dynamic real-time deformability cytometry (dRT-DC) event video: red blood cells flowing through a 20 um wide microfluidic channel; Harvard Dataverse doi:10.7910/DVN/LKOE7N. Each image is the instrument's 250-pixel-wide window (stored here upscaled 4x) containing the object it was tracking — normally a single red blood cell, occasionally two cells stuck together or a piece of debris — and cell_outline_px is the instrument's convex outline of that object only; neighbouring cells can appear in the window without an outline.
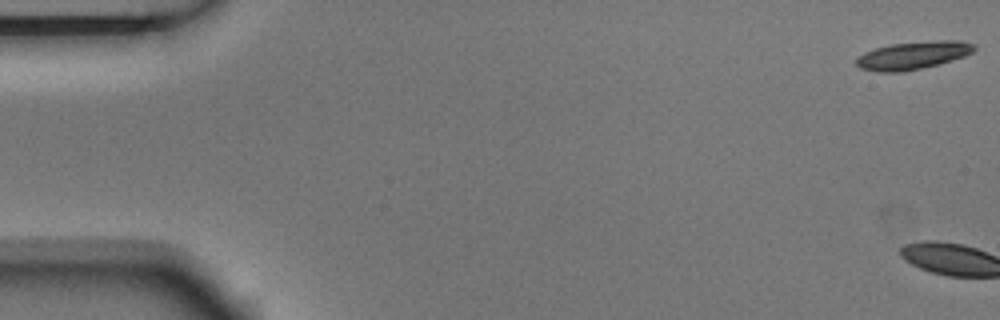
{"species": "Egyptian fruit bat (a non-hibernating species)", "species_latin": "Rousettus aegyptiacus", "temperature_condition": "room temperature", "stored_images_in_passage": 7, "camera_frame_rate_fps": 3000, "um_per_image_px": 0.085, "animal": {"sex": "male"}, "frame": {"image": 1, "passage_image": 1, "time_ms": 0.0, "image_size_px": [1000, 320], "cell_outline_px": [[976, 48], [972, 52], [964, 56], [940, 64], [904, 72], [880, 72], [860, 68], [856, 64], [856, 56], [864, 52], [876, 48], [892, 44], [940, 40], [960, 40], [972, 44]], "centroid_in_image_um": [77.58, 4.71], "position_along_channel_um": 7.4, "area_um2": 19.07}}
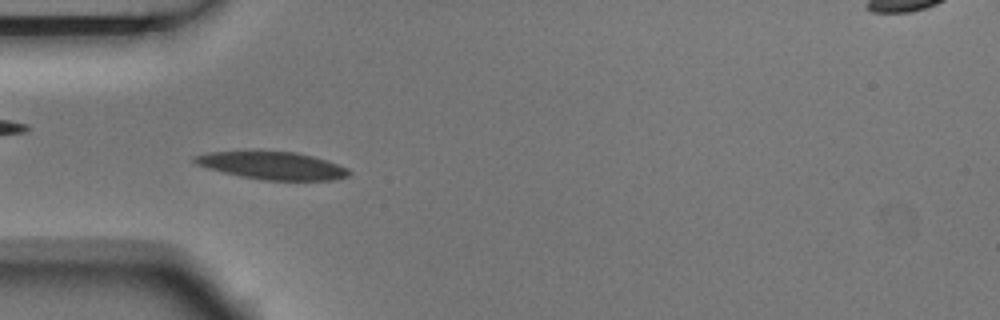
{"frame": {"image": 2, "passage_image": 6, "time_ms": 1.667, "image_size_px": [1000, 320], "cell_outline_px": [[352, 172], [348, 176], [332, 180], [264, 180], [240, 176], [208, 168], [196, 164], [192, 160], [192, 156], [208, 152], [256, 148], [296, 152], [312, 156], [348, 168]], "centroid_in_image_um": [23.06, 14.02], "position_along_channel_um": 61.9, "area_um2": 25.72}}
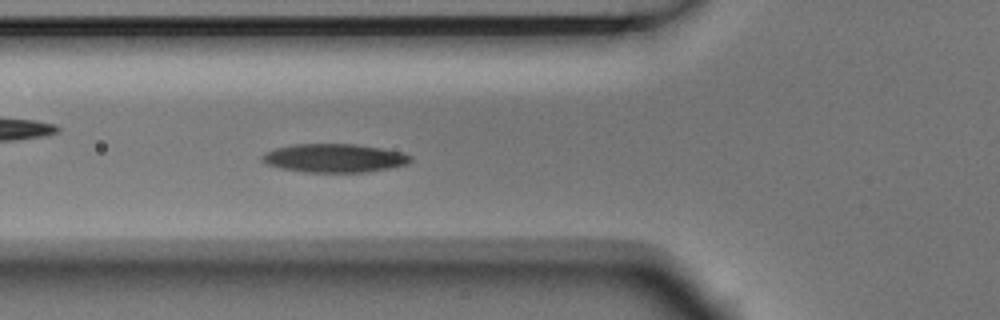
{"frame": {"image": 3, "passage_image": 7, "time_ms": 2.0, "image_size_px": [1000, 320], "cell_outline_px": [[412, 160], [408, 164], [368, 172], [304, 172], [280, 168], [268, 164], [260, 160], [260, 156], [264, 152], [276, 148], [296, 144], [356, 144], [380, 148], [400, 152], [412, 156]], "centroid_in_image_um": [28.39, 13.44], "position_along_channel_um": 97.4, "area_um2": 24.68}}